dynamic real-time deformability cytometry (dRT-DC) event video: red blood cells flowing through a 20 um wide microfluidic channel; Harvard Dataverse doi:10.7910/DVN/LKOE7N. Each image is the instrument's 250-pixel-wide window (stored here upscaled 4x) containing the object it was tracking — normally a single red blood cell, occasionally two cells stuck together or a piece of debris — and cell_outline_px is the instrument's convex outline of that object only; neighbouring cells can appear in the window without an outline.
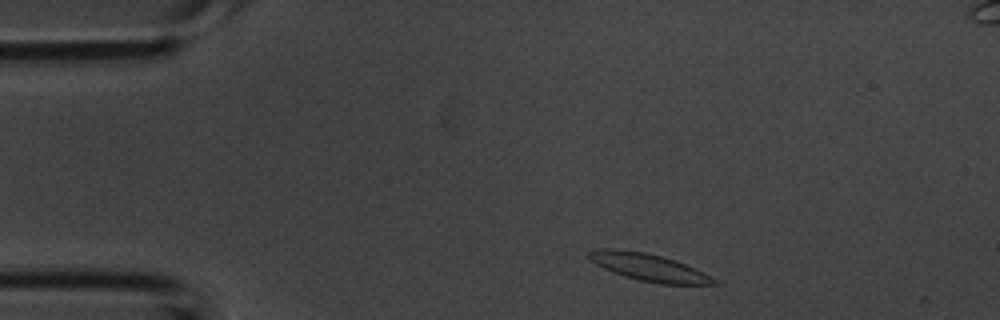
{"species": "common noctule bat (a hibernating species)", "species_latin": "Nyctalus noctula", "temperature_condition": "room temperature", "stored_images_in_passage": 38, "segment_of_instrument_passage": [1, 2], "camera_frame_rate_fps": 3000, "um_per_image_px": 0.085, "animal": {"sex": "male", "body_mass_g": 20.1, "forearm_length_mm": 53.5}, "frame": {"image": 1, "passage_image": 2, "time_ms": 0.333, "image_size_px": [1000, 320], "cell_outline_px": [[720, 284], [660, 284], [640, 280], [624, 276], [612, 272], [588, 260], [588, 252], [604, 248], [616, 248], [644, 252], [660, 256], [684, 264], [716, 280]], "centroid_in_image_um": [55.05, 22.71], "position_along_channel_um": 30.0, "area_um2": 19.42}}
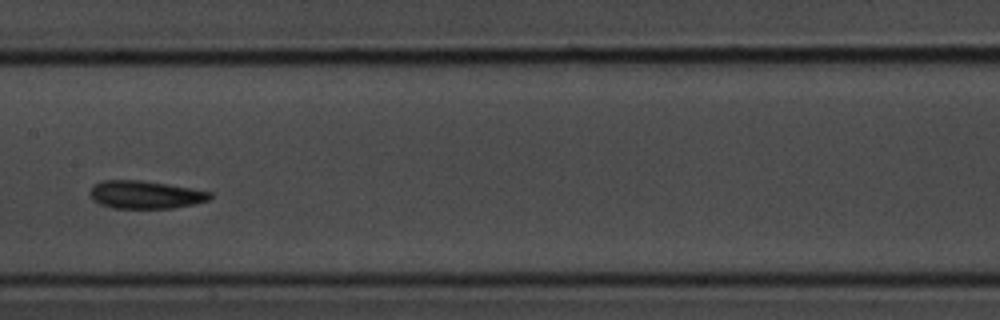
{"frame": {"image": 2, "passage_image": 16, "time_ms": 5.0, "image_size_px": [1000, 320], "cell_outline_px": [[212, 196], [208, 200], [192, 204], [172, 208], [112, 208], [100, 204], [92, 200], [88, 192], [100, 180], [140, 180], [212, 192]], "centroid_in_image_um": [12.29, 16.55], "position_along_channel_um": 195.1, "area_um2": 19.31}}
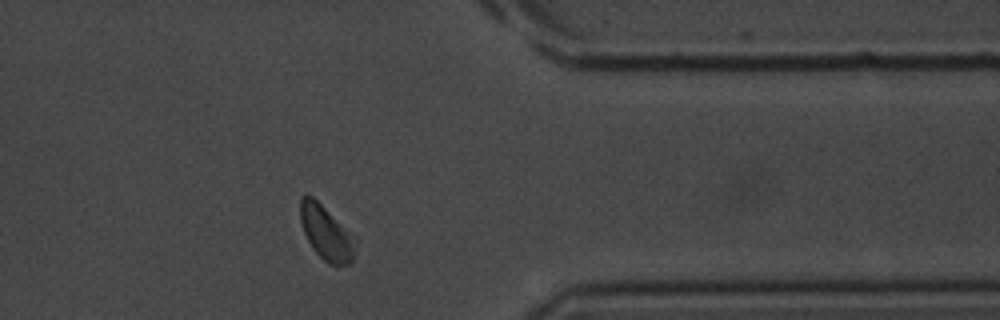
{"frame": {"image": 3, "passage_image": 29, "time_ms": 9.333, "image_size_px": [1000, 320], "cell_outline_px": [[356, 236], [352, 264], [328, 264], [312, 248], [304, 232], [300, 220], [300, 196], [312, 196]], "centroid_in_image_um": [27.74, 19.79], "position_along_channel_um": 383.7, "area_um2": 17.34}}